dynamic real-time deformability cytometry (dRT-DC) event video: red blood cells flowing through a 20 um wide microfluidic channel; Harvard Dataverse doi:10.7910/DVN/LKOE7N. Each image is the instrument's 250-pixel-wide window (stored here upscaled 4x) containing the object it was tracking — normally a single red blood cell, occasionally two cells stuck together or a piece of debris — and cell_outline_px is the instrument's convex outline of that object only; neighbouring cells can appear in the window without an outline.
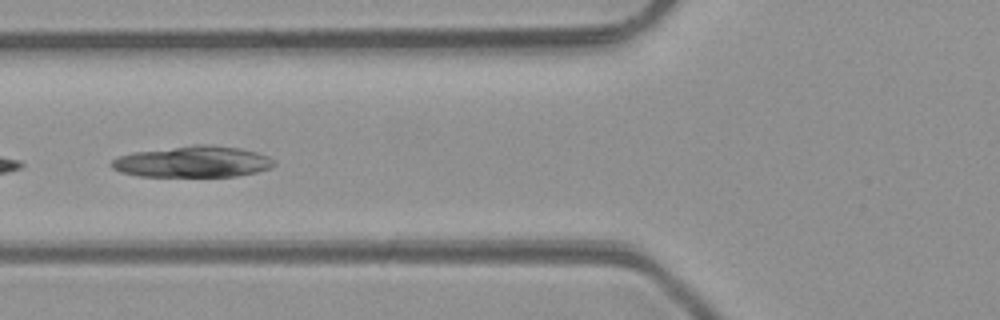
{"species": "common noctule bat (a hibernating species)", "species_latin": "Nyctalus noctula", "temperature_condition": "room temperature", "stored_images_in_passage": 6, "camera_frame_rate_fps": 3000, "um_per_image_px": 0.085, "animal": {"sex": "male", "body_mass_g": 23.1, "forearm_length_mm": 52.7}, "frame": {"image": 1, "passage_image": 6, "time_ms": 6.667, "image_size_px": [1000, 320], "cell_outline_px": [[276, 164], [272, 168], [256, 172], [236, 176], [140, 176], [120, 172], [112, 168], [108, 164], [112, 160], [120, 156], [132, 152], [192, 144], [208, 144], [240, 148], [256, 152], [268, 156], [276, 160]], "centroid_in_image_um": [16.4, 13.74], "position_along_channel_um": 109.4, "area_um2": 29.88}}